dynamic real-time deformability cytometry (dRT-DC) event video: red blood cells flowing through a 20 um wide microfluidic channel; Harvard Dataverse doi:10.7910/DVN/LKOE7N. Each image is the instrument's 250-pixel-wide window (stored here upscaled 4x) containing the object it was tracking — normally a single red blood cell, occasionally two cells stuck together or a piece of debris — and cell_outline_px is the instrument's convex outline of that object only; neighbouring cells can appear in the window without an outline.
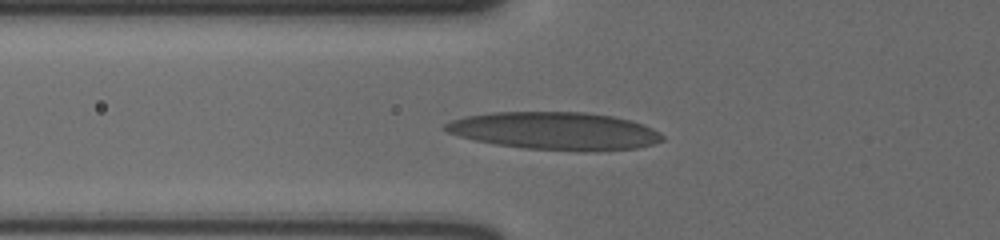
{"species": "human", "species_latin": "Homo sapiens", "temperature_condition": "cold", "stored_images_in_passage": 15, "camera_frame_rate_fps": 3000, "um_per_image_px": 0.085, "donor": {"sex": "male"}, "frame": {"image": 1, "passage_image": 3, "time_ms": 0.667, "image_size_px": [1000, 240], "cell_outline_px": [[664, 140], [652, 144], [636, 148], [584, 152], [524, 148], [496, 144], [476, 140], [460, 136], [448, 132], [440, 128], [444, 124], [452, 120], [464, 116], [492, 112], [584, 112], [612, 116], [632, 120], [644, 124], [652, 128], [664, 136]], "centroid_in_image_um": [47.17, 11.13], "position_along_channel_um": 78.6, "area_um2": 47.86}}
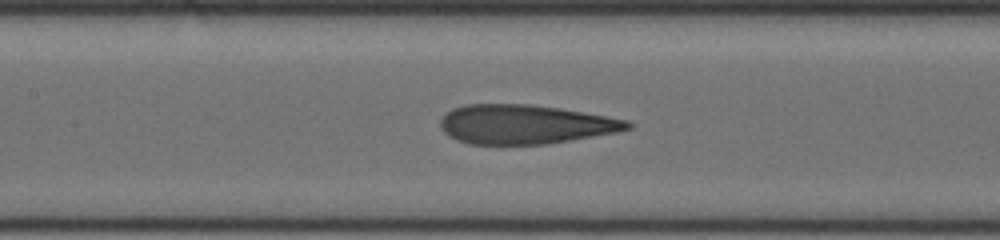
{"frame": {"image": 2, "passage_image": 8, "time_ms": 2.333, "image_size_px": [1000, 240], "cell_outline_px": [[632, 128], [616, 132], [548, 144], [468, 144], [444, 132], [440, 128], [440, 120], [452, 108], [464, 104], [528, 104], [560, 108], [628, 120], [632, 124]], "centroid_in_image_um": [44.63, 10.56], "position_along_channel_um": 162.8, "area_um2": 42.54}}
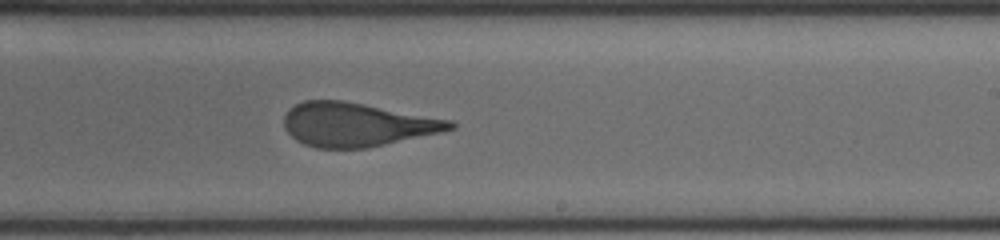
{"frame": {"image": 3, "passage_image": 15, "time_ms": 4.667, "image_size_px": [1000, 240], "cell_outline_px": [[456, 128], [440, 132], [368, 148], [316, 148], [304, 144], [296, 140], [284, 128], [284, 116], [288, 108], [304, 100], [340, 100], [364, 104], [452, 120], [456, 124]], "centroid_in_image_um": [30.3, 10.59], "position_along_channel_um": 258.7, "area_um2": 42.25}}